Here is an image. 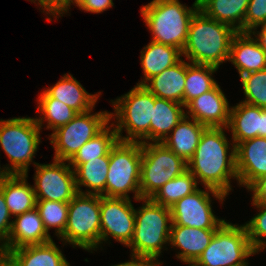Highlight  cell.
<instances>
[{
  "mask_svg": "<svg viewBox=\"0 0 266 266\" xmlns=\"http://www.w3.org/2000/svg\"><path fill=\"white\" fill-rule=\"evenodd\" d=\"M224 127H208L202 133L194 155L187 162V169L205 188L228 195L230 179L236 178L235 146L228 155L229 142ZM228 156V157H227ZM198 178V179H197Z\"/></svg>",
  "mask_w": 266,
  "mask_h": 266,
  "instance_id": "obj_1",
  "label": "cell"
},
{
  "mask_svg": "<svg viewBox=\"0 0 266 266\" xmlns=\"http://www.w3.org/2000/svg\"><path fill=\"white\" fill-rule=\"evenodd\" d=\"M236 33L232 27L198 9L191 19L182 55L191 63L219 68L221 63L229 60L231 42Z\"/></svg>",
  "mask_w": 266,
  "mask_h": 266,
  "instance_id": "obj_2",
  "label": "cell"
},
{
  "mask_svg": "<svg viewBox=\"0 0 266 266\" xmlns=\"http://www.w3.org/2000/svg\"><path fill=\"white\" fill-rule=\"evenodd\" d=\"M192 7L188 8L179 0H153L144 5L141 14L153 35L152 41L176 47L182 52L199 2L195 0Z\"/></svg>",
  "mask_w": 266,
  "mask_h": 266,
  "instance_id": "obj_3",
  "label": "cell"
},
{
  "mask_svg": "<svg viewBox=\"0 0 266 266\" xmlns=\"http://www.w3.org/2000/svg\"><path fill=\"white\" fill-rule=\"evenodd\" d=\"M141 200L145 204L135 210L134 234L128 247H131L133 255L158 261L163 244L169 243L171 211L151 198Z\"/></svg>",
  "mask_w": 266,
  "mask_h": 266,
  "instance_id": "obj_4",
  "label": "cell"
},
{
  "mask_svg": "<svg viewBox=\"0 0 266 266\" xmlns=\"http://www.w3.org/2000/svg\"><path fill=\"white\" fill-rule=\"evenodd\" d=\"M155 96L143 85H136L127 94L113 101L117 119L115 126L118 141L122 142H141L150 140V122L154 109ZM127 136L122 137L124 128ZM140 141H139V140ZM143 140V141H142Z\"/></svg>",
  "mask_w": 266,
  "mask_h": 266,
  "instance_id": "obj_5",
  "label": "cell"
},
{
  "mask_svg": "<svg viewBox=\"0 0 266 266\" xmlns=\"http://www.w3.org/2000/svg\"><path fill=\"white\" fill-rule=\"evenodd\" d=\"M35 118L0 120V146L10 159L7 174L27 175L28 167L40 144V130Z\"/></svg>",
  "mask_w": 266,
  "mask_h": 266,
  "instance_id": "obj_6",
  "label": "cell"
},
{
  "mask_svg": "<svg viewBox=\"0 0 266 266\" xmlns=\"http://www.w3.org/2000/svg\"><path fill=\"white\" fill-rule=\"evenodd\" d=\"M141 142L117 143L109 151V170L106 180V197L127 198L135 193L140 201Z\"/></svg>",
  "mask_w": 266,
  "mask_h": 266,
  "instance_id": "obj_7",
  "label": "cell"
},
{
  "mask_svg": "<svg viewBox=\"0 0 266 266\" xmlns=\"http://www.w3.org/2000/svg\"><path fill=\"white\" fill-rule=\"evenodd\" d=\"M100 195L77 193L69 202L67 225L61 240L85 250L101 244Z\"/></svg>",
  "mask_w": 266,
  "mask_h": 266,
  "instance_id": "obj_8",
  "label": "cell"
},
{
  "mask_svg": "<svg viewBox=\"0 0 266 266\" xmlns=\"http://www.w3.org/2000/svg\"><path fill=\"white\" fill-rule=\"evenodd\" d=\"M256 253L245 225L225 221L216 230L208 247L190 266H248L247 257Z\"/></svg>",
  "mask_w": 266,
  "mask_h": 266,
  "instance_id": "obj_9",
  "label": "cell"
},
{
  "mask_svg": "<svg viewBox=\"0 0 266 266\" xmlns=\"http://www.w3.org/2000/svg\"><path fill=\"white\" fill-rule=\"evenodd\" d=\"M187 170V162L162 142L142 144L140 199L152 198L168 181Z\"/></svg>",
  "mask_w": 266,
  "mask_h": 266,
  "instance_id": "obj_10",
  "label": "cell"
},
{
  "mask_svg": "<svg viewBox=\"0 0 266 266\" xmlns=\"http://www.w3.org/2000/svg\"><path fill=\"white\" fill-rule=\"evenodd\" d=\"M91 111L77 113L71 121L57 128L50 135L52 139L50 143L55 149V160L70 161L86 142L108 125L111 112L102 111L91 114Z\"/></svg>",
  "mask_w": 266,
  "mask_h": 266,
  "instance_id": "obj_11",
  "label": "cell"
},
{
  "mask_svg": "<svg viewBox=\"0 0 266 266\" xmlns=\"http://www.w3.org/2000/svg\"><path fill=\"white\" fill-rule=\"evenodd\" d=\"M206 189L207 192L198 188L170 207L171 225L198 229H218L225 222V220L218 219L213 214L209 192L220 202L227 196L211 188Z\"/></svg>",
  "mask_w": 266,
  "mask_h": 266,
  "instance_id": "obj_12",
  "label": "cell"
},
{
  "mask_svg": "<svg viewBox=\"0 0 266 266\" xmlns=\"http://www.w3.org/2000/svg\"><path fill=\"white\" fill-rule=\"evenodd\" d=\"M36 165L33 186L36 200L59 201L69 203L78 193L75 173L69 162L55 160L52 164Z\"/></svg>",
  "mask_w": 266,
  "mask_h": 266,
  "instance_id": "obj_13",
  "label": "cell"
},
{
  "mask_svg": "<svg viewBox=\"0 0 266 266\" xmlns=\"http://www.w3.org/2000/svg\"><path fill=\"white\" fill-rule=\"evenodd\" d=\"M101 241L109 235L128 246L135 228V209L130 199L101 196Z\"/></svg>",
  "mask_w": 266,
  "mask_h": 266,
  "instance_id": "obj_14",
  "label": "cell"
},
{
  "mask_svg": "<svg viewBox=\"0 0 266 266\" xmlns=\"http://www.w3.org/2000/svg\"><path fill=\"white\" fill-rule=\"evenodd\" d=\"M238 183L248 189L266 175V138L255 137L235 146Z\"/></svg>",
  "mask_w": 266,
  "mask_h": 266,
  "instance_id": "obj_15",
  "label": "cell"
},
{
  "mask_svg": "<svg viewBox=\"0 0 266 266\" xmlns=\"http://www.w3.org/2000/svg\"><path fill=\"white\" fill-rule=\"evenodd\" d=\"M186 115H190L200 124L208 127L227 128L230 109L227 98L217 84L209 92L191 100L186 106Z\"/></svg>",
  "mask_w": 266,
  "mask_h": 266,
  "instance_id": "obj_16",
  "label": "cell"
},
{
  "mask_svg": "<svg viewBox=\"0 0 266 266\" xmlns=\"http://www.w3.org/2000/svg\"><path fill=\"white\" fill-rule=\"evenodd\" d=\"M50 241H52L51 236L45 230L40 213L35 207L16 216L12 222L9 237L0 249L7 254L10 250L22 246L44 244Z\"/></svg>",
  "mask_w": 266,
  "mask_h": 266,
  "instance_id": "obj_17",
  "label": "cell"
},
{
  "mask_svg": "<svg viewBox=\"0 0 266 266\" xmlns=\"http://www.w3.org/2000/svg\"><path fill=\"white\" fill-rule=\"evenodd\" d=\"M229 61L237 68L239 75H245L266 68V52L250 32H237L231 42Z\"/></svg>",
  "mask_w": 266,
  "mask_h": 266,
  "instance_id": "obj_18",
  "label": "cell"
},
{
  "mask_svg": "<svg viewBox=\"0 0 266 266\" xmlns=\"http://www.w3.org/2000/svg\"><path fill=\"white\" fill-rule=\"evenodd\" d=\"M217 229H198L171 225L169 244L182 249L176 256L184 263L193 264L210 244Z\"/></svg>",
  "mask_w": 266,
  "mask_h": 266,
  "instance_id": "obj_19",
  "label": "cell"
},
{
  "mask_svg": "<svg viewBox=\"0 0 266 266\" xmlns=\"http://www.w3.org/2000/svg\"><path fill=\"white\" fill-rule=\"evenodd\" d=\"M6 257L8 266H70L53 240L10 250Z\"/></svg>",
  "mask_w": 266,
  "mask_h": 266,
  "instance_id": "obj_20",
  "label": "cell"
},
{
  "mask_svg": "<svg viewBox=\"0 0 266 266\" xmlns=\"http://www.w3.org/2000/svg\"><path fill=\"white\" fill-rule=\"evenodd\" d=\"M187 73V62L181 59L162 73L150 78L143 86L154 96L171 100L184 105V88Z\"/></svg>",
  "mask_w": 266,
  "mask_h": 266,
  "instance_id": "obj_21",
  "label": "cell"
},
{
  "mask_svg": "<svg viewBox=\"0 0 266 266\" xmlns=\"http://www.w3.org/2000/svg\"><path fill=\"white\" fill-rule=\"evenodd\" d=\"M28 175L8 174L0 179V188L9 212L18 216L36 207L33 187L27 183Z\"/></svg>",
  "mask_w": 266,
  "mask_h": 266,
  "instance_id": "obj_22",
  "label": "cell"
},
{
  "mask_svg": "<svg viewBox=\"0 0 266 266\" xmlns=\"http://www.w3.org/2000/svg\"><path fill=\"white\" fill-rule=\"evenodd\" d=\"M44 91L51 98L63 102L77 113H85L92 110L100 95L89 94L71 74H64V77L55 85Z\"/></svg>",
  "mask_w": 266,
  "mask_h": 266,
  "instance_id": "obj_23",
  "label": "cell"
},
{
  "mask_svg": "<svg viewBox=\"0 0 266 266\" xmlns=\"http://www.w3.org/2000/svg\"><path fill=\"white\" fill-rule=\"evenodd\" d=\"M189 119V116L185 115L171 130L172 134L162 141L166 147L186 162L194 155L200 137L207 128L193 118L191 121Z\"/></svg>",
  "mask_w": 266,
  "mask_h": 266,
  "instance_id": "obj_24",
  "label": "cell"
},
{
  "mask_svg": "<svg viewBox=\"0 0 266 266\" xmlns=\"http://www.w3.org/2000/svg\"><path fill=\"white\" fill-rule=\"evenodd\" d=\"M262 108L240 102L231 107L228 130L232 131V147L246 140L260 137Z\"/></svg>",
  "mask_w": 266,
  "mask_h": 266,
  "instance_id": "obj_25",
  "label": "cell"
},
{
  "mask_svg": "<svg viewBox=\"0 0 266 266\" xmlns=\"http://www.w3.org/2000/svg\"><path fill=\"white\" fill-rule=\"evenodd\" d=\"M182 52L173 46L160 44L151 41L141 51V65L144 72V79L138 85H144L148 80L165 69L176 64L181 58Z\"/></svg>",
  "mask_w": 266,
  "mask_h": 266,
  "instance_id": "obj_26",
  "label": "cell"
},
{
  "mask_svg": "<svg viewBox=\"0 0 266 266\" xmlns=\"http://www.w3.org/2000/svg\"><path fill=\"white\" fill-rule=\"evenodd\" d=\"M250 0H200L199 9L216 21L244 32V18ZM237 24V25H236Z\"/></svg>",
  "mask_w": 266,
  "mask_h": 266,
  "instance_id": "obj_27",
  "label": "cell"
},
{
  "mask_svg": "<svg viewBox=\"0 0 266 266\" xmlns=\"http://www.w3.org/2000/svg\"><path fill=\"white\" fill-rule=\"evenodd\" d=\"M154 106L150 122V141L162 142L186 115L182 109L185 106L156 96Z\"/></svg>",
  "mask_w": 266,
  "mask_h": 266,
  "instance_id": "obj_28",
  "label": "cell"
},
{
  "mask_svg": "<svg viewBox=\"0 0 266 266\" xmlns=\"http://www.w3.org/2000/svg\"><path fill=\"white\" fill-rule=\"evenodd\" d=\"M109 170V153L89 162L82 163L74 169L76 187L78 193L92 194L106 197V180ZM81 186L90 189L87 192L81 190Z\"/></svg>",
  "mask_w": 266,
  "mask_h": 266,
  "instance_id": "obj_29",
  "label": "cell"
},
{
  "mask_svg": "<svg viewBox=\"0 0 266 266\" xmlns=\"http://www.w3.org/2000/svg\"><path fill=\"white\" fill-rule=\"evenodd\" d=\"M114 124L106 126L95 137L86 142L69 161V165L74 170L78 165L89 162L98 157L106 156L110 149L117 143V132ZM113 127L112 130H110Z\"/></svg>",
  "mask_w": 266,
  "mask_h": 266,
  "instance_id": "obj_30",
  "label": "cell"
},
{
  "mask_svg": "<svg viewBox=\"0 0 266 266\" xmlns=\"http://www.w3.org/2000/svg\"><path fill=\"white\" fill-rule=\"evenodd\" d=\"M217 67L195 63H187L184 88V106L203 93L212 90L218 83L211 77Z\"/></svg>",
  "mask_w": 266,
  "mask_h": 266,
  "instance_id": "obj_31",
  "label": "cell"
},
{
  "mask_svg": "<svg viewBox=\"0 0 266 266\" xmlns=\"http://www.w3.org/2000/svg\"><path fill=\"white\" fill-rule=\"evenodd\" d=\"M197 184L196 178L187 169L164 184L151 199L157 204L170 208L181 198L196 191Z\"/></svg>",
  "mask_w": 266,
  "mask_h": 266,
  "instance_id": "obj_32",
  "label": "cell"
},
{
  "mask_svg": "<svg viewBox=\"0 0 266 266\" xmlns=\"http://www.w3.org/2000/svg\"><path fill=\"white\" fill-rule=\"evenodd\" d=\"M39 98V112L44 116L43 118H35L39 127H42L43 119L47 121V129L55 131L57 128L66 125L77 114L75 110L65 105L63 102L55 98H51L45 91H43Z\"/></svg>",
  "mask_w": 266,
  "mask_h": 266,
  "instance_id": "obj_33",
  "label": "cell"
},
{
  "mask_svg": "<svg viewBox=\"0 0 266 266\" xmlns=\"http://www.w3.org/2000/svg\"><path fill=\"white\" fill-rule=\"evenodd\" d=\"M69 203L59 201L37 200L36 208L40 213L45 230L55 227L59 238L67 225Z\"/></svg>",
  "mask_w": 266,
  "mask_h": 266,
  "instance_id": "obj_34",
  "label": "cell"
},
{
  "mask_svg": "<svg viewBox=\"0 0 266 266\" xmlns=\"http://www.w3.org/2000/svg\"><path fill=\"white\" fill-rule=\"evenodd\" d=\"M246 104L266 109V68L240 76Z\"/></svg>",
  "mask_w": 266,
  "mask_h": 266,
  "instance_id": "obj_35",
  "label": "cell"
},
{
  "mask_svg": "<svg viewBox=\"0 0 266 266\" xmlns=\"http://www.w3.org/2000/svg\"><path fill=\"white\" fill-rule=\"evenodd\" d=\"M252 205L259 208L260 212L244 225L252 247L259 252L266 248V204L253 202Z\"/></svg>",
  "mask_w": 266,
  "mask_h": 266,
  "instance_id": "obj_36",
  "label": "cell"
},
{
  "mask_svg": "<svg viewBox=\"0 0 266 266\" xmlns=\"http://www.w3.org/2000/svg\"><path fill=\"white\" fill-rule=\"evenodd\" d=\"M266 24V0H250L244 18V32Z\"/></svg>",
  "mask_w": 266,
  "mask_h": 266,
  "instance_id": "obj_37",
  "label": "cell"
},
{
  "mask_svg": "<svg viewBox=\"0 0 266 266\" xmlns=\"http://www.w3.org/2000/svg\"><path fill=\"white\" fill-rule=\"evenodd\" d=\"M10 218H11V214L6 205V201L2 193V189L0 188V241L3 240L2 244H4L7 241L9 234L11 232L13 220L9 222Z\"/></svg>",
  "mask_w": 266,
  "mask_h": 266,
  "instance_id": "obj_38",
  "label": "cell"
},
{
  "mask_svg": "<svg viewBox=\"0 0 266 266\" xmlns=\"http://www.w3.org/2000/svg\"><path fill=\"white\" fill-rule=\"evenodd\" d=\"M40 5L43 8V12L49 15L57 16L64 12L67 13L70 7V0H40Z\"/></svg>",
  "mask_w": 266,
  "mask_h": 266,
  "instance_id": "obj_39",
  "label": "cell"
},
{
  "mask_svg": "<svg viewBox=\"0 0 266 266\" xmlns=\"http://www.w3.org/2000/svg\"><path fill=\"white\" fill-rule=\"evenodd\" d=\"M248 190L253 191V202L266 204V175L257 179Z\"/></svg>",
  "mask_w": 266,
  "mask_h": 266,
  "instance_id": "obj_40",
  "label": "cell"
},
{
  "mask_svg": "<svg viewBox=\"0 0 266 266\" xmlns=\"http://www.w3.org/2000/svg\"><path fill=\"white\" fill-rule=\"evenodd\" d=\"M113 0H87L80 9L92 13H101L113 7Z\"/></svg>",
  "mask_w": 266,
  "mask_h": 266,
  "instance_id": "obj_41",
  "label": "cell"
},
{
  "mask_svg": "<svg viewBox=\"0 0 266 266\" xmlns=\"http://www.w3.org/2000/svg\"><path fill=\"white\" fill-rule=\"evenodd\" d=\"M132 258L130 261L113 265V266H147L151 260L145 257L137 256V255H131Z\"/></svg>",
  "mask_w": 266,
  "mask_h": 266,
  "instance_id": "obj_42",
  "label": "cell"
},
{
  "mask_svg": "<svg viewBox=\"0 0 266 266\" xmlns=\"http://www.w3.org/2000/svg\"><path fill=\"white\" fill-rule=\"evenodd\" d=\"M260 26H262L260 32L257 31L256 33L255 31H251L250 33H253V35L257 34L256 36L258 37H256L255 39L257 40L261 48L266 52V24Z\"/></svg>",
  "mask_w": 266,
  "mask_h": 266,
  "instance_id": "obj_43",
  "label": "cell"
},
{
  "mask_svg": "<svg viewBox=\"0 0 266 266\" xmlns=\"http://www.w3.org/2000/svg\"><path fill=\"white\" fill-rule=\"evenodd\" d=\"M260 137L266 138V109L264 108L261 113Z\"/></svg>",
  "mask_w": 266,
  "mask_h": 266,
  "instance_id": "obj_44",
  "label": "cell"
},
{
  "mask_svg": "<svg viewBox=\"0 0 266 266\" xmlns=\"http://www.w3.org/2000/svg\"><path fill=\"white\" fill-rule=\"evenodd\" d=\"M7 264V257L3 250L0 249V266H5Z\"/></svg>",
  "mask_w": 266,
  "mask_h": 266,
  "instance_id": "obj_45",
  "label": "cell"
},
{
  "mask_svg": "<svg viewBox=\"0 0 266 266\" xmlns=\"http://www.w3.org/2000/svg\"><path fill=\"white\" fill-rule=\"evenodd\" d=\"M87 0H70V5L72 4H77L79 8L86 2Z\"/></svg>",
  "mask_w": 266,
  "mask_h": 266,
  "instance_id": "obj_46",
  "label": "cell"
},
{
  "mask_svg": "<svg viewBox=\"0 0 266 266\" xmlns=\"http://www.w3.org/2000/svg\"><path fill=\"white\" fill-rule=\"evenodd\" d=\"M2 170V171H1ZM8 175L6 170L3 168L0 167V179L3 178L4 176Z\"/></svg>",
  "mask_w": 266,
  "mask_h": 266,
  "instance_id": "obj_47",
  "label": "cell"
},
{
  "mask_svg": "<svg viewBox=\"0 0 266 266\" xmlns=\"http://www.w3.org/2000/svg\"><path fill=\"white\" fill-rule=\"evenodd\" d=\"M160 263L158 261H151L147 266H158Z\"/></svg>",
  "mask_w": 266,
  "mask_h": 266,
  "instance_id": "obj_48",
  "label": "cell"
},
{
  "mask_svg": "<svg viewBox=\"0 0 266 266\" xmlns=\"http://www.w3.org/2000/svg\"><path fill=\"white\" fill-rule=\"evenodd\" d=\"M30 1V0H29ZM32 2L34 1V3H35V1H39L38 2V5H40V0H31Z\"/></svg>",
  "mask_w": 266,
  "mask_h": 266,
  "instance_id": "obj_49",
  "label": "cell"
}]
</instances>
